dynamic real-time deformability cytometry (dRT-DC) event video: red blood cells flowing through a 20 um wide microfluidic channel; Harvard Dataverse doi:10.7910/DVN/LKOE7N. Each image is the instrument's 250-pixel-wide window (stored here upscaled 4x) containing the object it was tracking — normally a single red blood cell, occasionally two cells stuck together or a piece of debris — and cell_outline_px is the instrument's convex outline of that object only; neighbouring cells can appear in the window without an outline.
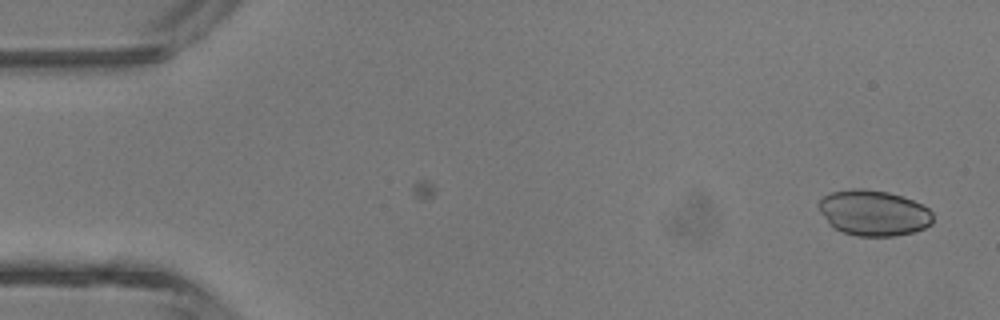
{"species": "common noctule bat (a hibernating species)", "species_latin": "Nyctalus noctula", "temperature_condition": "room temperature", "stored_images_in_passage": 3, "camera_frame_rate_fps": 3000, "um_per_image_px": 0.085, "animal": {"sex": "male", "body_mass_g": 13.3}, "frame": {"image": 1, "passage_image": 3, "time_ms": 2.333, "image_size_px": [1000, 320], "cell_outline_px": [[932, 224], [924, 228], [912, 232], [896, 236], [856, 236], [832, 228], [828, 224], [820, 212], [816, 204], [824, 196], [832, 192], [852, 188], [864, 188], [888, 192], [912, 200], [928, 208], [932, 212]], "centroid_in_image_um": [74.22, 18.1], "position_along_channel_um": 10.8, "area_um2": 30.52}}